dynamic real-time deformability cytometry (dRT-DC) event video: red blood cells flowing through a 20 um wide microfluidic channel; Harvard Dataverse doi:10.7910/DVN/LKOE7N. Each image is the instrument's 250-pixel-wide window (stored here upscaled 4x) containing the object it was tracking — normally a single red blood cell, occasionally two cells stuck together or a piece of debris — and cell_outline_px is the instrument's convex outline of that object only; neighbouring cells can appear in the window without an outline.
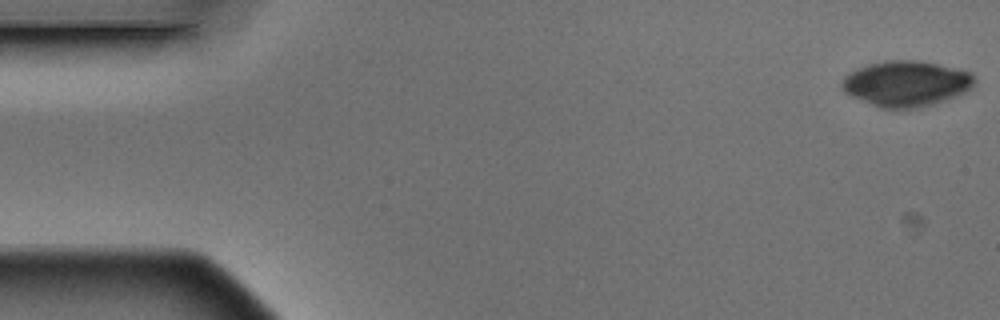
{"species": "Egyptian fruit bat (a non-hibernating species)", "species_latin": "Rousettus aegyptiacus", "temperature_condition": "warm", "stored_images_in_passage": 5, "camera_frame_rate_fps": 3000, "um_per_image_px": 0.085, "animal": {"sex": "male"}, "frame": {"image": 1, "passage_image": 1, "time_ms": 0.0, "image_size_px": [1000, 320], "cell_outline_px": [[976, 84], [972, 88], [956, 96], [932, 104], [916, 108], [880, 108], [852, 96], [844, 92], [840, 88], [840, 84], [844, 76], [848, 72], [856, 68], [868, 64], [888, 60], [916, 60], [936, 64], [972, 72], [976, 80]], "centroid_in_image_um": [77.0, 7.1], "position_along_channel_um": 8.0, "area_um2": 35.32}}